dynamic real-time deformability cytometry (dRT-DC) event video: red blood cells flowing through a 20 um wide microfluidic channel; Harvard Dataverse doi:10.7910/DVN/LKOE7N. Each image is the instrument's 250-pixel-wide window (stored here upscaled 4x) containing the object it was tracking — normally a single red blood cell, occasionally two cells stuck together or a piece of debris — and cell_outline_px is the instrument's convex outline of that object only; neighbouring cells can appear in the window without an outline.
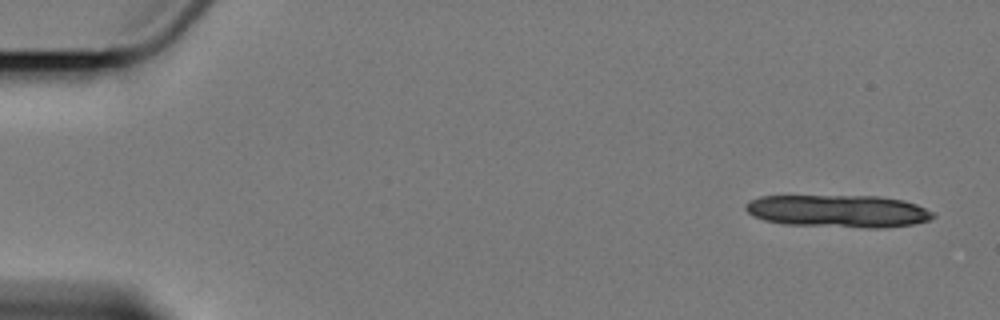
{"species": "Egyptian fruit bat (a non-hibernating species)", "species_latin": "Rousettus aegyptiacus", "temperature_condition": "cold", "stored_images_in_passage": 9, "segment_of_instrument_passage": [1, 2], "camera_frame_rate_fps": 3000, "um_per_image_px": 0.085, "animal": {"sex": "female"}, "frame": {"image": 1, "passage_image": 1, "time_ms": 0.0, "image_size_px": [1000, 320], "cell_outline_px": [[936, 216], [928, 220], [912, 224], [880, 228], [868, 228], [784, 224], [764, 220], [752, 216], [744, 208], [744, 204], [748, 200], [760, 196], [880, 196], [904, 200], [916, 204], [936, 212]], "centroid_in_image_um": [71.25, 17.94], "position_along_channel_um": 13.8, "area_um2": 35.84}}